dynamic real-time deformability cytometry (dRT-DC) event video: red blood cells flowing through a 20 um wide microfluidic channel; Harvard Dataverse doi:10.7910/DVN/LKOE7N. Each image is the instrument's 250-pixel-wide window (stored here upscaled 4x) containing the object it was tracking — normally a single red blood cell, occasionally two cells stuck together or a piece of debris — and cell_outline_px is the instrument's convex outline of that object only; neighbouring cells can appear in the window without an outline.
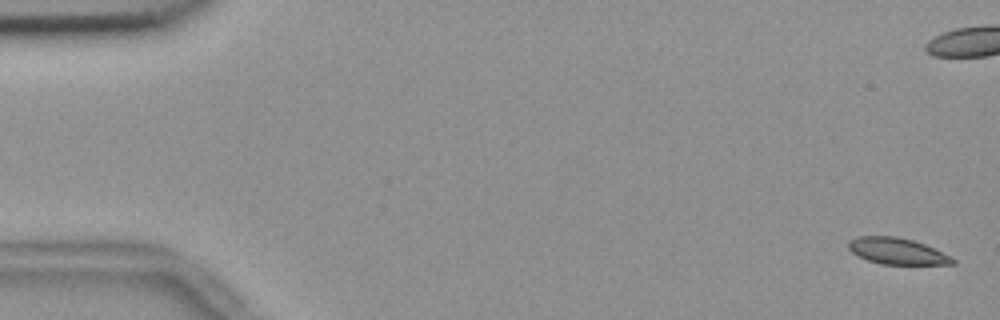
{"species": "common noctule bat (a hibernating species)", "species_latin": "Nyctalus noctula", "temperature_condition": "room temperature", "stored_images_in_passage": 56, "camera_frame_rate_fps": 3000, "um_per_image_px": 0.085, "animal": {"sex": "female", "body_mass_g": 18.4}, "frame": {"image": 1, "passage_image": 1, "time_ms": 0.0, "image_size_px": [1000, 320], "cell_outline_px": [[956, 264], [880, 264], [868, 260], [852, 252], [848, 248], [848, 240], [860, 236], [896, 236], [912, 240], [924, 244], [952, 256], [956, 260]], "centroid_in_image_um": [76.27, 21.34], "position_along_channel_um": 8.7, "area_um2": 15.95}}
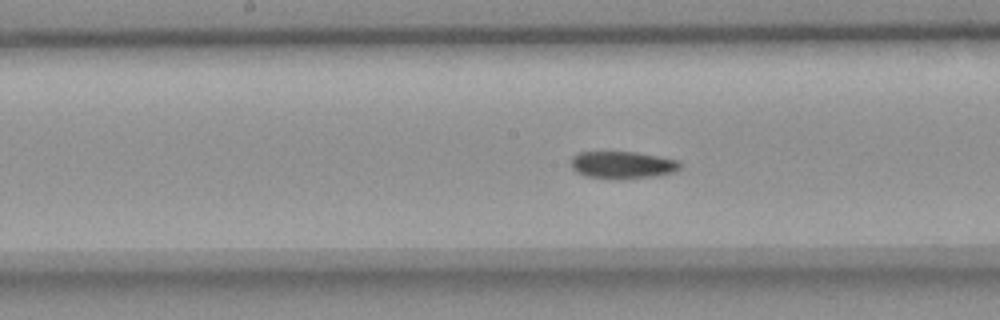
{"frame": {"image": 2, "passage_image": 28, "time_ms": 9.0, "image_size_px": [1000, 320], "cell_outline_px": [[680, 168], [672, 172], [656, 176], [620, 180], [584, 176], [576, 172], [572, 168], [572, 156], [580, 152], [636, 152], [680, 160]], "centroid_in_image_um": [52.91, 14.03], "position_along_channel_um": 195.3, "area_um2": 17.51}}
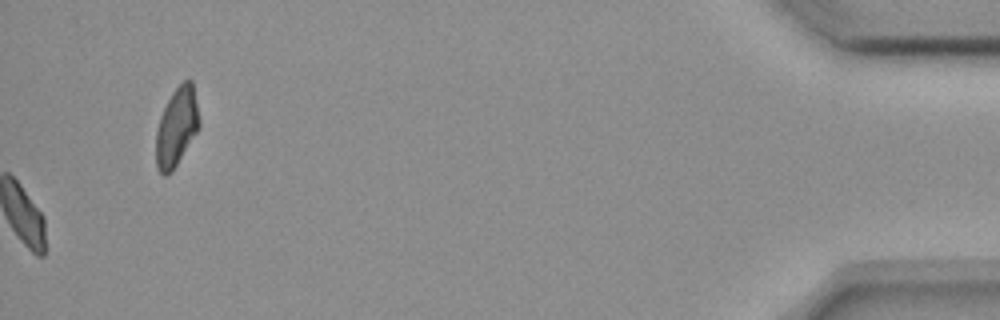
{"frame": {"image": 3, "passage_image": 56, "time_ms": 18.333, "image_size_px": [1000, 320], "cell_outline_px": [[200, 128], [172, 172], [164, 176], [156, 168], [156, 132], [160, 116], [172, 92], [184, 80], [192, 80], [200, 120]], "centroid_in_image_um": [15.02, 10.82], "position_along_channel_um": 420.2, "area_um2": 19.88}, "authors_computed_cell_mechanics": {"area_um2": 17.4845, "velocity_mm_per_s": 3.6493, "shape_relaxation_time_tau1_ms": 10.0048, "shape_relaxation_time_tau2_ms": 4.2646, "deformation_change_tau1": 0.1815, "deformation_change_tau2": 0.0538}}